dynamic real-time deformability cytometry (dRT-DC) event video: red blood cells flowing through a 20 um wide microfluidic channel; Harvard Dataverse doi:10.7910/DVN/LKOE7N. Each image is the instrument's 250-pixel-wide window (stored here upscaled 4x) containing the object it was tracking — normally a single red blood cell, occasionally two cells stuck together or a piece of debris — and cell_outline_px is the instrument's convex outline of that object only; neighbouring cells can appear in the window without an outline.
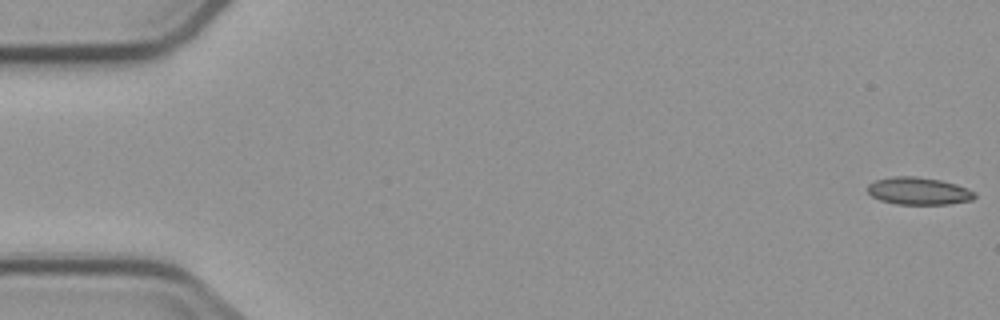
{"species": "common noctule bat (a hibernating species)", "species_latin": "Nyctalus noctula", "temperature_condition": "cold", "stored_images_in_passage": 5, "camera_frame_rate_fps": 3000, "um_per_image_px": 0.085, "animal": {"sex": "male", "body_mass_g": 23.1, "forearm_length_mm": 52.7}, "frame": {"image": 1, "passage_image": 1, "time_ms": 0.0, "image_size_px": [1000, 320], "cell_outline_px": [[976, 196], [972, 200], [948, 204], [896, 204], [880, 200], [872, 196], [868, 192], [868, 184], [876, 180], [896, 176], [916, 176], [940, 180], [956, 184], [968, 188], [976, 192]], "centroid_in_image_um": [78.11, 16.24], "position_along_channel_um": 6.9, "area_um2": 17.11}}
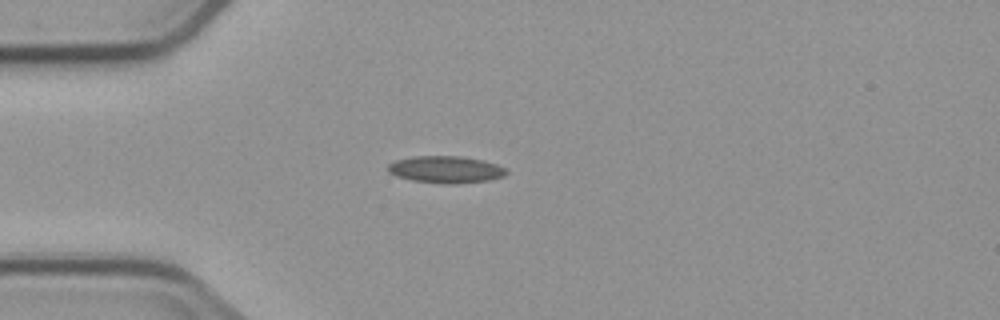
{"frame": {"image": 2, "passage_image": 5, "time_ms": 4.667, "image_size_px": [1000, 320], "cell_outline_px": [[508, 172], [504, 176], [488, 180], [456, 184], [444, 184], [412, 180], [396, 176], [388, 172], [388, 164], [396, 160], [412, 156], [464, 156], [484, 160], [508, 168]], "centroid_in_image_um": [37.92, 14.4], "position_along_channel_um": 47.1, "area_um2": 18.84}}